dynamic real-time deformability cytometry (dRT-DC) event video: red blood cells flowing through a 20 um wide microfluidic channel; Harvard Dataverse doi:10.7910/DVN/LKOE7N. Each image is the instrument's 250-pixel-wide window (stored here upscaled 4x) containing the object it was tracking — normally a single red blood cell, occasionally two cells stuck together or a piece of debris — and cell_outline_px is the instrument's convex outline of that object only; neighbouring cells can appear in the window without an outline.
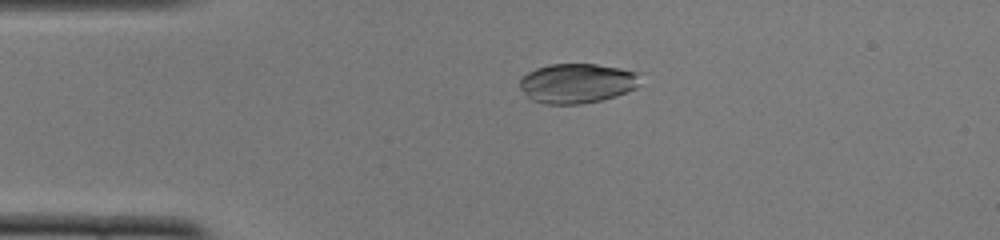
{"species": "common noctule bat (a hibernating species)", "species_latin": "Nyctalus noctula", "temperature_condition": "cold", "stored_images_in_passage": 51, "camera_frame_rate_fps": 3000, "um_per_image_px": 0.085, "animal": {"sex": "female", "body_mass_g": 22.0, "forearm_length_mm": 56.7}, "frame": {"image": 1, "passage_image": 11, "time_ms": 3.333, "image_size_px": [1000, 240], "cell_outline_px": [[640, 84], [636, 88], [616, 96], [600, 100], [580, 104], [544, 104], [532, 100], [520, 88], [520, 76], [536, 68], [548, 64], [596, 64], [620, 68], [640, 72]], "centroid_in_image_um": [49.06, 7.07], "position_along_channel_um": 35.9, "area_um2": 28.09}}
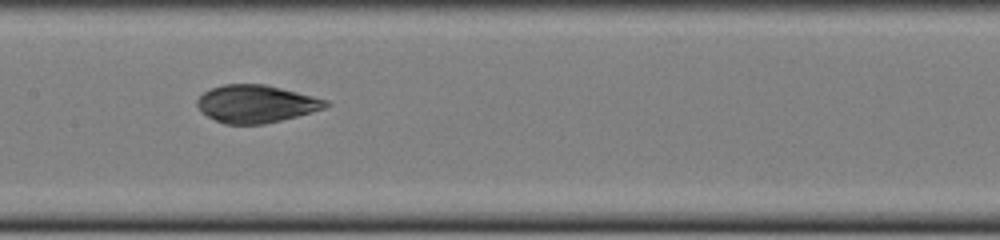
{"frame": {"image": 2, "passage_image": 25, "time_ms": 8.0, "image_size_px": [1000, 240], "cell_outline_px": [[332, 104], [324, 108], [312, 112], [264, 124], [224, 124], [200, 112], [196, 104], [196, 100], [204, 92], [212, 88], [224, 84], [264, 84], [328, 100]], "centroid_in_image_um": [21.74, 8.83], "position_along_channel_um": 185.7, "area_um2": 28.03}}
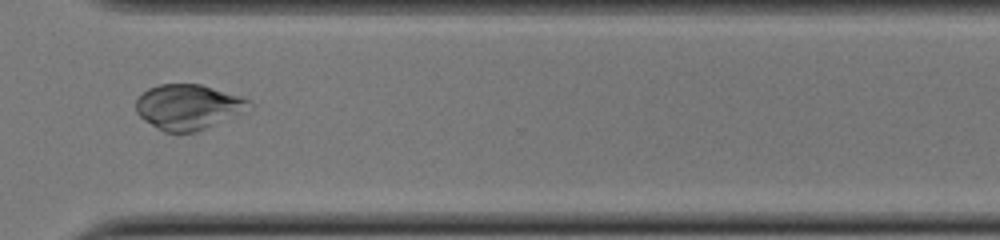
{"frame": {"image": 3, "passage_image": 38, "time_ms": 12.333, "image_size_px": [1000, 240], "cell_outline_px": [[252, 108], [196, 132], [164, 132], [156, 128], [144, 120], [136, 112], [136, 100], [148, 88], [160, 84], [200, 84], [252, 100]], "centroid_in_image_um": [15.99, 9.09], "position_along_channel_um": 354.6, "area_um2": 29.59}, "authors_computed_cell_mechanics": {"area_um2": 28.611, "velocity_mm_per_s": 3.8911, "shape_relaxation_time_tau1_ms": 6.9547, "shape_relaxation_time_tau2_ms": 0.923, "deformation_change_tau1": 0.2183, "deformation_change_tau2": 0.0352}}